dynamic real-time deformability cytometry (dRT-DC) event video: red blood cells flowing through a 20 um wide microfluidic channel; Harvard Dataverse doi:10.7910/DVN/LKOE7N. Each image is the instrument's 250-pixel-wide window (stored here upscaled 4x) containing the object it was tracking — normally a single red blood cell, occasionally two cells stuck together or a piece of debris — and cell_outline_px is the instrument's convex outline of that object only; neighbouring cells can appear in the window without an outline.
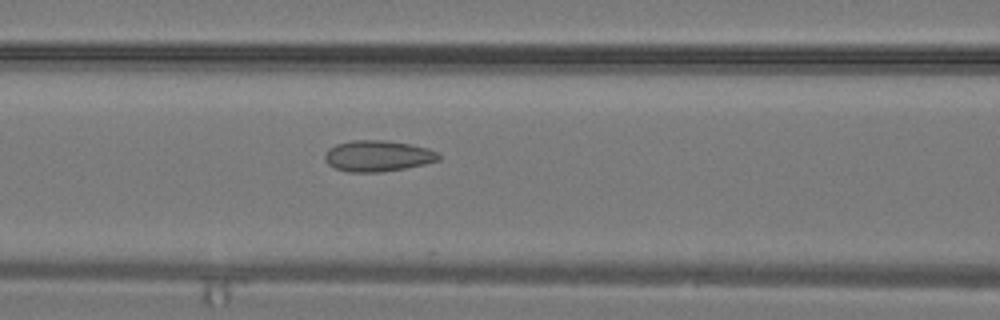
{"species": "common noctule bat (a hibernating species)", "species_latin": "Nyctalus noctula", "temperature_condition": "warm", "stored_images_in_passage": 9, "camera_frame_rate_fps": 3000, "um_per_image_px": 0.085, "animal": {"sex": "male", "body_mass_g": 19.2, "forearm_length_mm": 51.8}, "frame": {"image": 1, "passage_image": 8, "time_ms": 2.333, "image_size_px": [1000, 320], "cell_outline_px": [[440, 160], [424, 164], [404, 168], [380, 172], [348, 172], [336, 168], [328, 164], [324, 160], [324, 156], [328, 148], [336, 144], [352, 140], [384, 140], [408, 144], [428, 148], [436, 152], [440, 156]], "centroid_in_image_um": [32.08, 13.25], "position_along_channel_um": 134.5, "area_um2": 20.52}}